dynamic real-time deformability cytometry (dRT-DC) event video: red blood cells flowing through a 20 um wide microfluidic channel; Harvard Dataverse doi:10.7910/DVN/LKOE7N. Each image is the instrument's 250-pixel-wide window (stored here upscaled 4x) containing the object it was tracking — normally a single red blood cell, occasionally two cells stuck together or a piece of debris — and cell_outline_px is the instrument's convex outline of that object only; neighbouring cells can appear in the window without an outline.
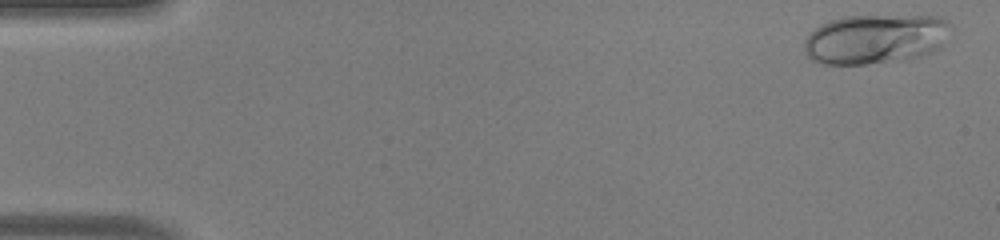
{"species": "human", "species_latin": "Homo sapiens", "temperature_condition": "warm", "stored_images_in_passage": 50, "camera_frame_rate_fps": 3000, "um_per_image_px": 0.085, "donor": {"sex": "male"}, "frame": {"image": 1, "passage_image": 2, "time_ms": 0.333, "image_size_px": [1000, 240], "cell_outline_px": [[956, 28], [940, 48], [924, 56], [904, 60], [864, 64], [820, 64], [808, 60], [804, 52], [804, 40], [820, 24], [844, 16], [940, 16], [948, 20]], "centroid_in_image_um": [74.48, 3.32], "position_along_channel_um": 10.5, "area_um2": 43.35}}
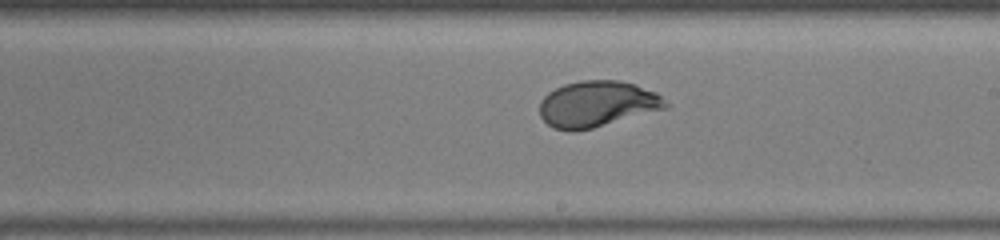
{"frame": {"image": 2, "passage_image": 29, "time_ms": 9.333, "image_size_px": [1000, 240], "cell_outline_px": [[672, 104], [668, 108], [592, 128], [576, 132], [572, 132], [552, 128], [540, 116], [540, 100], [548, 92], [564, 84], [580, 80], [620, 80], [636, 84], [656, 92]], "centroid_in_image_um": [50.78, 8.84], "position_along_channel_um": 238.2, "area_um2": 34.22}}
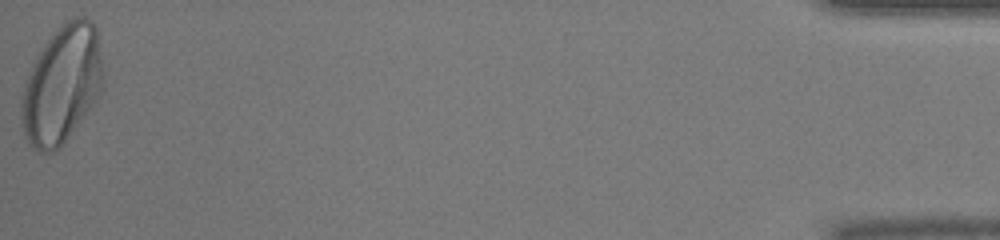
{"frame": {"image": 3, "passage_image": 50, "time_ms": 16.333, "image_size_px": [1000, 240], "cell_outline_px": [[104, 76], [100, 92], [92, 104], [60, 148], [52, 152], [40, 152], [28, 144], [24, 136], [20, 116], [20, 96], [24, 84], [36, 56], [40, 48], [52, 32], [60, 24], [76, 16], [84, 16], [92, 20], [96, 28]], "centroid_in_image_um": [5.22, 7.17], "position_along_channel_um": 430.0, "area_um2": 56.36}, "authors_computed_cell_mechanics": {"area_um2": 37.57, "velocity_mm_per_s": 4.1355, "shape_relaxation_time_tau1_ms": 4.5274, "shape_relaxation_time_tau2_ms": null, "deformation_change_tau1": 0.2527, "deformation_change_tau2": null}}